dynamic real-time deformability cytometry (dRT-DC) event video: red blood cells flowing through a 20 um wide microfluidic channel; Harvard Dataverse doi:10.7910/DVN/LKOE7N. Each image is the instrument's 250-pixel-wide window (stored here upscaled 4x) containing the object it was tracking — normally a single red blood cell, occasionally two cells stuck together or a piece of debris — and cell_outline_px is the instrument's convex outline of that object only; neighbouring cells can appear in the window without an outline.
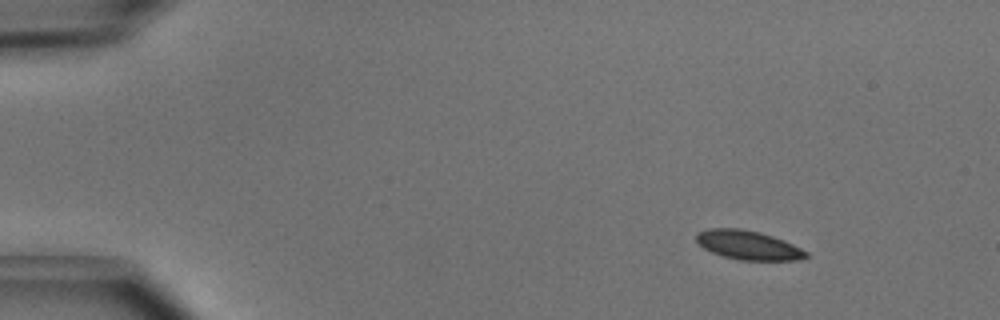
{"species": "common noctule bat (a hibernating species)", "species_latin": "Nyctalus noctula", "temperature_condition": "cold", "stored_images_in_passage": 7, "camera_frame_rate_fps": 3000, "um_per_image_px": 0.085, "animal": {"sex": "male", "body_mass_g": 15.6}, "frame": {"image": 1, "passage_image": 1, "time_ms": 0.0, "image_size_px": [1000, 320], "cell_outline_px": [[808, 256], [796, 260], [740, 260], [724, 256], [712, 252], [704, 248], [696, 240], [696, 232], [708, 228], [740, 228], [760, 232], [784, 240], [808, 252]], "centroid_in_image_um": [63.57, 20.82], "position_along_channel_um": 21.4, "area_um2": 18.5}}
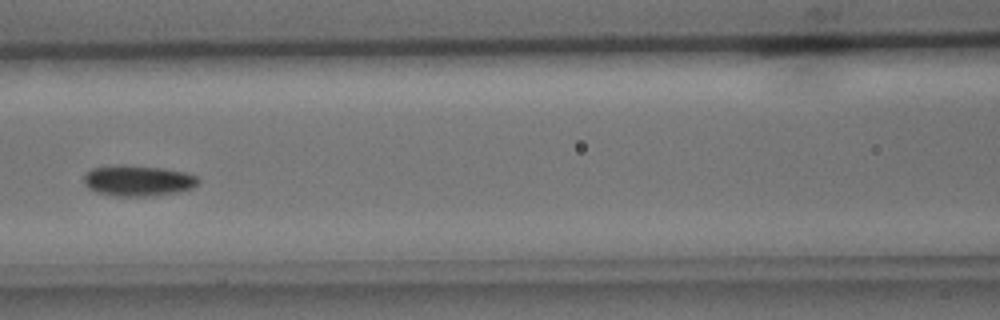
{"frame": {"image": 2, "passage_image": 6, "time_ms": 1.667, "image_size_px": [1000, 320], "cell_outline_px": [[200, 180], [192, 188], [180, 192], [152, 196], [112, 196], [96, 192], [88, 188], [84, 184], [84, 176], [92, 168], [120, 164], [124, 164], [164, 168], [184, 172], [196, 176]], "centroid_in_image_um": [11.72, 15.36], "position_along_channel_um": 154.9, "area_um2": 20.75}}
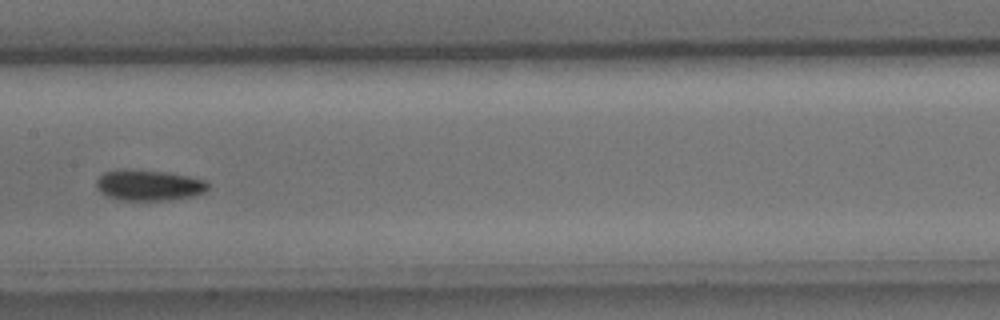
{"frame": {"image": 3, "passage_image": 7, "time_ms": 2.0, "image_size_px": [1000, 320], "cell_outline_px": [[208, 188], [204, 192], [196, 196], [168, 200], [120, 200], [108, 196], [100, 192], [96, 188], [96, 180], [104, 172], [124, 168], [128, 168], [164, 172], [188, 176], [204, 180], [208, 184]], "centroid_in_image_um": [12.62, 15.74], "position_along_channel_um": 194.8, "area_um2": 20.17}}